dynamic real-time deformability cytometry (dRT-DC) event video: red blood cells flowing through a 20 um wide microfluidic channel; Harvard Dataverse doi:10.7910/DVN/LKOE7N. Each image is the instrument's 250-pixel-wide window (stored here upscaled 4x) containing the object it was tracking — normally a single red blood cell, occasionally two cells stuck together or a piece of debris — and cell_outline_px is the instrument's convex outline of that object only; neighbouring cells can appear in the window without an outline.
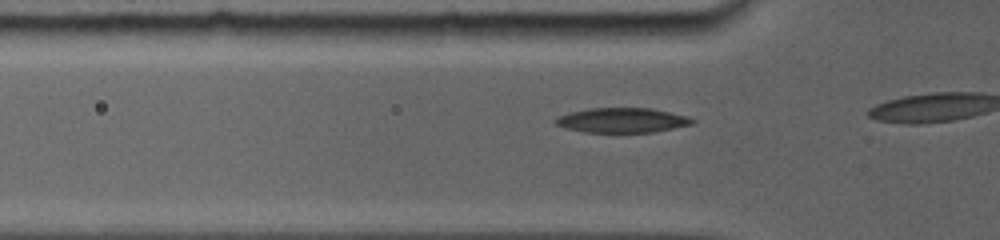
{"species": "common noctule bat (a hibernating species)", "species_latin": "Nyctalus noctula", "temperature_condition": "room temperature", "stored_images_in_passage": 9, "camera_frame_rate_fps": 5000, "um_per_image_px": 0.085, "animal": {"sex": "female", "body_mass_g": 19.0, "forearm_length_mm": 56.7}, "frame": {"image": 1, "passage_image": 3, "time_ms": 0.6, "image_size_px": [1000, 240], "cell_outline_px": [[696, 120], [692, 124], [652, 132], [584, 132], [564, 128], [556, 124], [552, 120], [556, 116], [568, 112], [588, 108], [652, 108], [688, 116]], "centroid_in_image_um": [52.82, 10.21], "position_along_channel_um": 73.0, "area_um2": 19.88}}
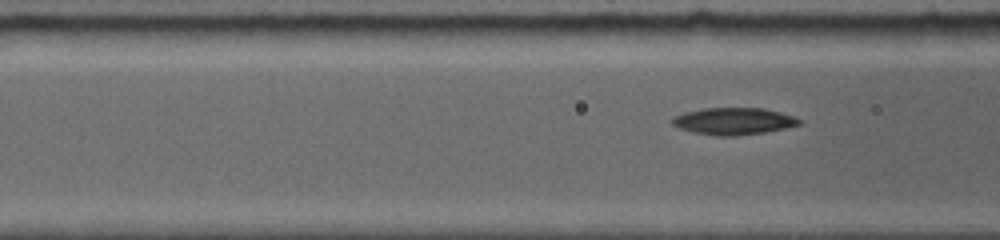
{"frame": {"image": 2, "passage_image": 6, "time_ms": 1.4, "image_size_px": [1000, 240], "cell_outline_px": [[804, 120], [800, 124], [784, 128], [764, 132], [736, 136], [716, 136], [692, 132], [680, 128], [672, 124], [668, 120], [672, 116], [684, 112], [704, 108], [764, 108], [780, 112]], "centroid_in_image_um": [62.31, 10.3], "position_along_channel_um": 104.3, "area_um2": 20.11}}